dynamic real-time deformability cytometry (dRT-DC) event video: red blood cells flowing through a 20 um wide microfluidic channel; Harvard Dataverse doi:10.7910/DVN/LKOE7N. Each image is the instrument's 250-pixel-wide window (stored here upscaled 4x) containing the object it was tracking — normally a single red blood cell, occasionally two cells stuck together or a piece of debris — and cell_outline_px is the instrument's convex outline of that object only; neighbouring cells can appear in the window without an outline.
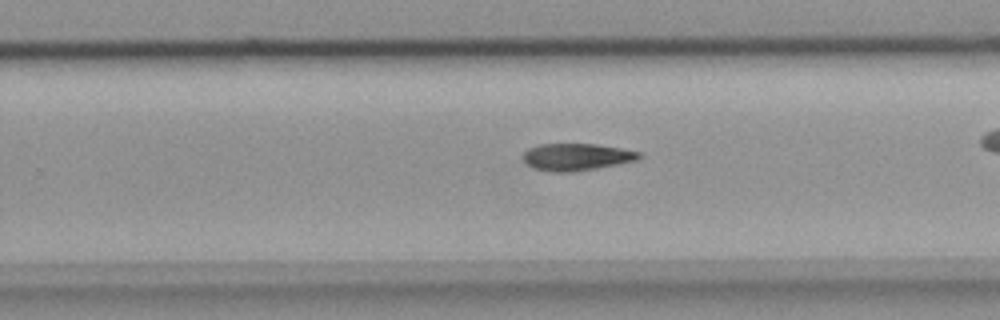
{"species": "common noctule bat (a hibernating species)", "species_latin": "Nyctalus noctula", "temperature_condition": "room temperature", "stored_images_in_passage": 24, "camera_frame_rate_fps": 3000, "um_per_image_px": 0.085, "animal": {"sex": "female", "body_mass_g": 18.4}, "frame": {"image": 1, "passage_image": 17, "time_ms": 5.333, "image_size_px": [1000, 320], "cell_outline_px": [[640, 156], [636, 160], [596, 168], [572, 172], [552, 172], [532, 168], [520, 156], [528, 148], [536, 144], [596, 144], [620, 148], [640, 152]], "centroid_in_image_um": [48.92, 13.33], "position_along_channel_um": 280.9, "area_um2": 18.26}}